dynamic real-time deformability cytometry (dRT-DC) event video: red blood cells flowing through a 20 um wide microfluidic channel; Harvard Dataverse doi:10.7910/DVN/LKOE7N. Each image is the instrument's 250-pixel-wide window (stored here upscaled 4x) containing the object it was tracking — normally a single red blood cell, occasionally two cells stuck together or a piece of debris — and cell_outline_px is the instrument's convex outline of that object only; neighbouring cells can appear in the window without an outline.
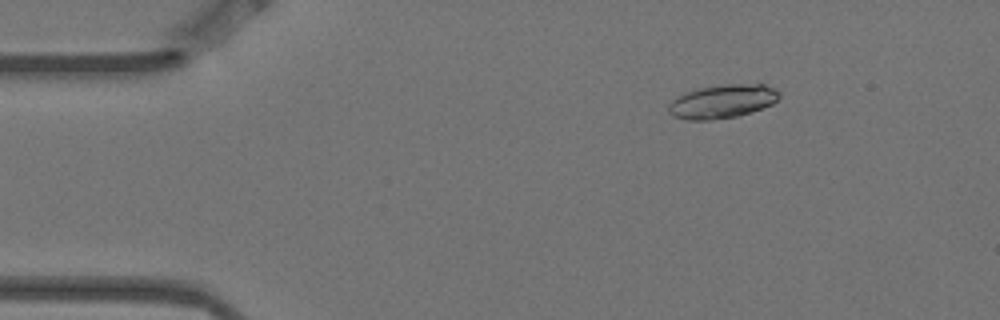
{"species": "Egyptian fruit bat (a non-hibernating species)", "species_latin": "Rousettus aegyptiacus", "temperature_condition": "warm", "stored_images_in_passage": 3, "camera_frame_rate_fps": 3000, "um_per_image_px": 0.085, "animal": {"sex": "female"}, "frame": {"image": 1, "passage_image": 1, "time_ms": 0.0, "image_size_px": [1000, 320], "cell_outline_px": [[780, 96], [772, 104], [736, 116], [708, 120], [688, 120], [672, 116], [668, 112], [668, 104], [676, 96], [684, 92], [700, 88], [728, 84], [764, 84], [776, 88], [780, 92]], "centroid_in_image_um": [61.37, 8.61], "position_along_channel_um": 23.6, "area_um2": 21.62}}